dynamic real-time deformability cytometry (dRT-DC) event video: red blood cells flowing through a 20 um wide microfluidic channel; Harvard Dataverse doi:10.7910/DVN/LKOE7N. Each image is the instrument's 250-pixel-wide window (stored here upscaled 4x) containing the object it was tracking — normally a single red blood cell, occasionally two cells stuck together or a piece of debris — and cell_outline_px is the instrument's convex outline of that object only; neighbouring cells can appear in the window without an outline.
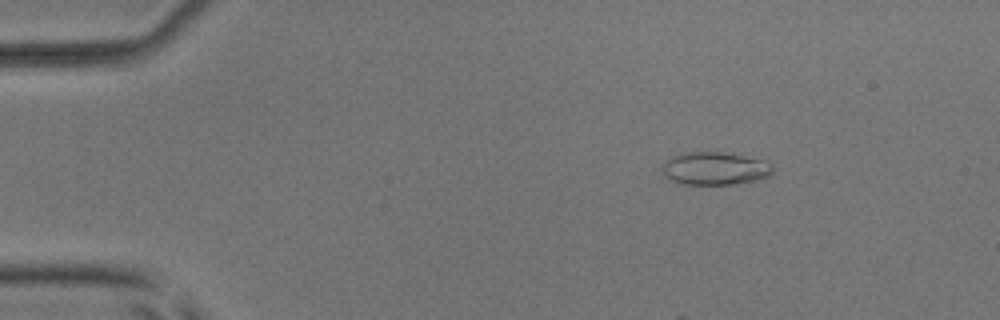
{"species": "common noctule bat (a hibernating species)", "species_latin": "Nyctalus noctula", "temperature_condition": "room temperature", "stored_images_in_passage": 21, "camera_frame_rate_fps": 3000, "um_per_image_px": 0.085, "animal": {"sex": "male", "body_mass_g": 17.9, "forearm_length_mm": 54.2}, "frame": {"image": 1, "passage_image": 1, "time_ms": 0.0, "image_size_px": [1000, 320], "cell_outline_px": [[772, 172], [768, 176], [752, 180], [732, 184], [680, 184], [672, 180], [660, 168], [672, 156], [684, 152], [724, 152], [764, 160], [772, 164]], "centroid_in_image_um": [60.76, 14.31], "position_along_channel_um": 24.2, "area_um2": 20.87}}
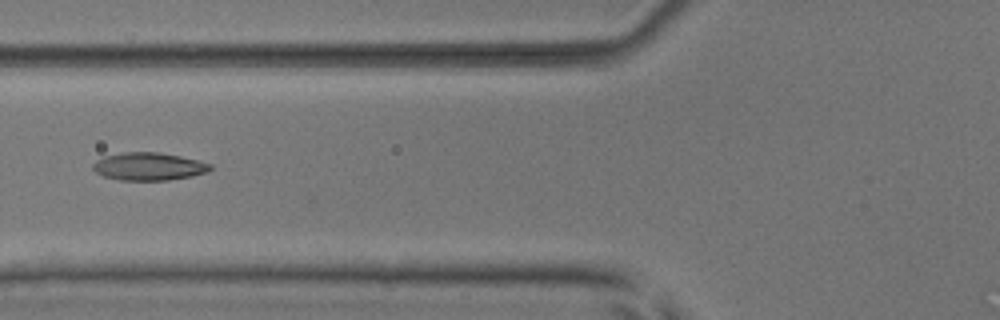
{"frame": {"image": 2, "passage_image": 14, "time_ms": 4.333, "image_size_px": [1000, 320], "cell_outline_px": [[212, 168], [208, 172], [192, 176], [168, 180], [120, 180], [104, 176], [96, 172], [92, 168], [92, 164], [96, 160], [104, 156], [124, 152], [160, 152], [180, 156], [212, 164]], "centroid_in_image_um": [12.64, 14.14], "position_along_channel_um": 113.2, "area_um2": 19.02}}
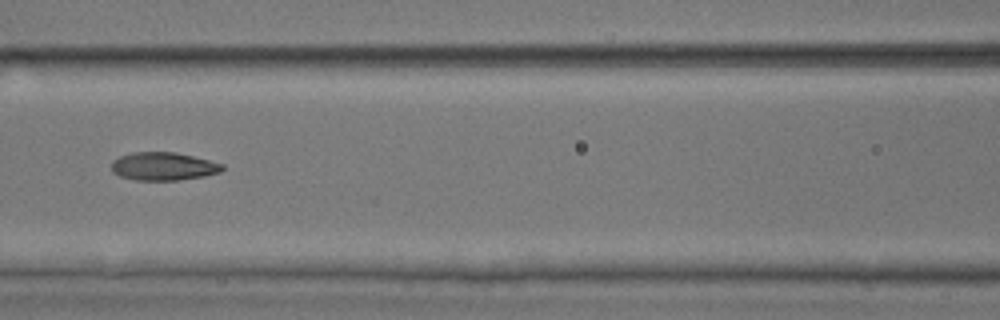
{"frame": {"image": 3, "passage_image": 17, "time_ms": 5.333, "image_size_px": [1000, 320], "cell_outline_px": [[224, 168], [220, 172], [204, 176], [180, 180], [136, 180], [120, 176], [112, 172], [112, 160], [120, 156], [132, 152], [176, 152], [224, 164]], "centroid_in_image_um": [13.88, 14.14], "position_along_channel_um": 152.7, "area_um2": 18.15}}